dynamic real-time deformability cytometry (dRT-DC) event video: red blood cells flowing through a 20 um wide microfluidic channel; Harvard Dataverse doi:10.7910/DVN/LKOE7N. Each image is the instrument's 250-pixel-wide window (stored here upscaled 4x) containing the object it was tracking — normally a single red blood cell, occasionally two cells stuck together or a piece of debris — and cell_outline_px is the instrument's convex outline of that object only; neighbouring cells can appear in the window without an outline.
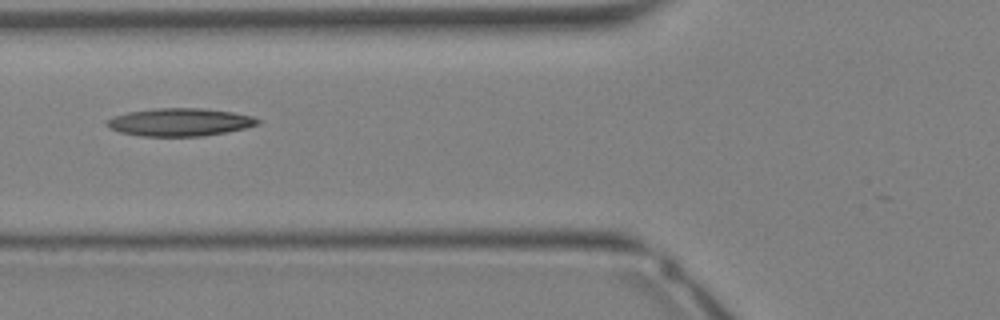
{"species": "Egyptian fruit bat (a non-hibernating species)", "species_latin": "Rousettus aegyptiacus", "temperature_condition": "warm", "stored_images_in_passage": 6, "camera_frame_rate_fps": 3000, "um_per_image_px": 0.085, "animal": {"sex": "female"}, "frame": {"image": 1, "passage_image": 3, "time_ms": 0.667, "image_size_px": [1000, 320], "cell_outline_px": [[260, 124], [228, 132], [204, 136], [140, 136], [120, 132], [104, 124], [112, 116], [128, 112], [156, 108], [200, 108], [232, 112], [252, 116], [260, 120]], "centroid_in_image_um": [15.29, 10.38], "position_along_channel_um": 110.5, "area_um2": 24.45}}